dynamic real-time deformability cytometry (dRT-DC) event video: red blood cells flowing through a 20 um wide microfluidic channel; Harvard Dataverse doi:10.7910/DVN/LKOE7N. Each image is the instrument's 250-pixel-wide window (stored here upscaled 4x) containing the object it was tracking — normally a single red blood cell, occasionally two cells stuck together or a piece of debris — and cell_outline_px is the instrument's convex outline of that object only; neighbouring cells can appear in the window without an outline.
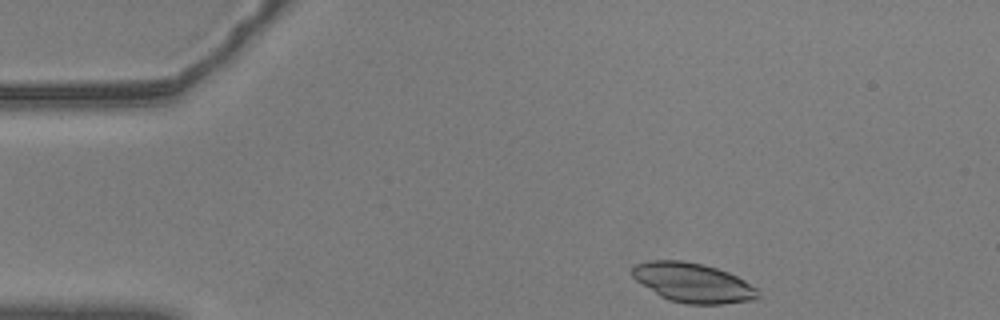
{"species": "common noctule bat (a hibernating species)", "species_latin": "Nyctalus noctula", "temperature_condition": "warm", "stored_images_in_passage": 48, "camera_frame_rate_fps": 3000, "um_per_image_px": 0.085, "animal": {"sex": "male", "body_mass_g": 20.5, "forearm_length_mm": 52.5}, "frame": {"image": 1, "passage_image": 1, "time_ms": 0.0, "image_size_px": [1000, 320], "cell_outline_px": [[760, 296], [748, 300], [724, 304], [688, 304], [668, 300], [660, 296], [636, 280], [632, 276], [632, 268], [636, 264], [648, 260], [684, 260], [716, 268], [728, 272], [744, 280], [756, 288]], "centroid_in_image_um": [58.86, 24.02], "position_along_channel_um": 26.1, "area_um2": 28.67}}
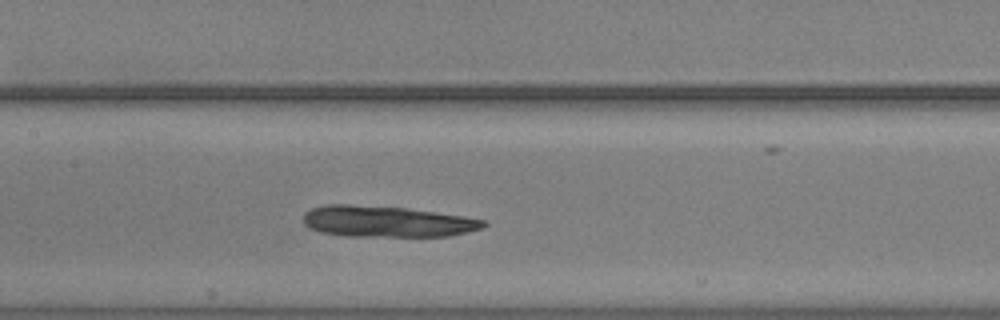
{"frame": {"image": 2, "passage_image": 19, "time_ms": 6.0, "image_size_px": [1000, 320], "cell_outline_px": [[488, 224], [484, 228], [468, 232], [448, 236], [344, 236], [320, 232], [308, 228], [304, 224], [304, 212], [312, 208], [328, 204], [348, 204], [404, 208], [464, 216], [488, 220]], "centroid_in_image_um": [32.89, 18.83], "position_along_channel_um": 174.5, "area_um2": 32.83}}
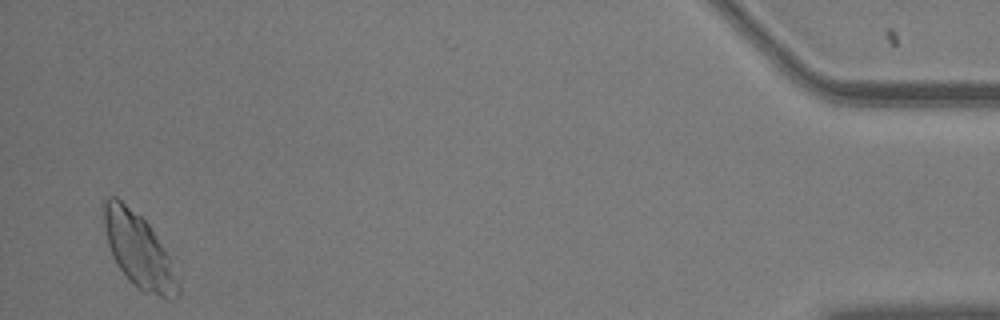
{"frame": {"image": 3, "passage_image": 47, "time_ms": 15.333, "image_size_px": [1000, 320], "cell_outline_px": [[180, 292], [176, 300], [172, 300], [144, 292], [136, 288], [128, 280], [116, 264], [112, 256], [108, 244], [104, 228], [100, 200], [104, 196], [116, 196], [140, 216], [148, 224], [168, 256], [180, 280]], "centroid_in_image_um": [11.75, 21.29], "position_along_channel_um": 423.4, "area_um2": 32.54}}